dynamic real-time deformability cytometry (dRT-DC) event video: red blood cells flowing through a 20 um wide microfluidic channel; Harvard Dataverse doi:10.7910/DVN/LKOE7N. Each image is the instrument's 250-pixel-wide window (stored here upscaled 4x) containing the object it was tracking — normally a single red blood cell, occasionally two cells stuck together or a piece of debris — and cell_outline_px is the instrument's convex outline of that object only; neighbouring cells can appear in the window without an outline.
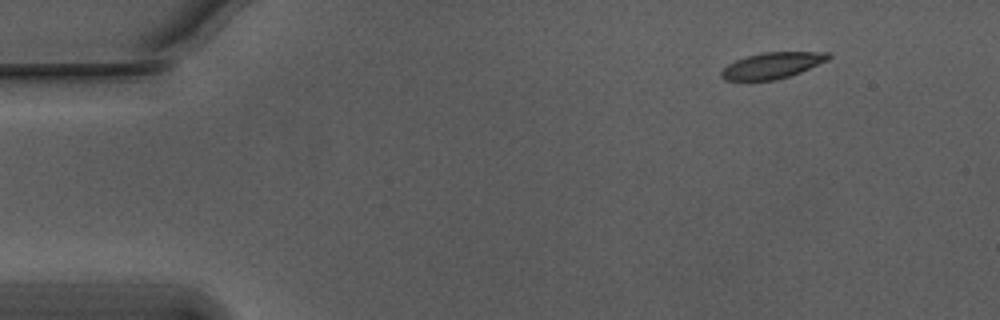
{"species": "Egyptian fruit bat (a non-hibernating species)", "species_latin": "Rousettus aegyptiacus", "temperature_condition": "warm", "stored_images_in_passage": 51, "camera_frame_rate_fps": 3000, "um_per_image_px": 0.085, "animal": {"sex": "male"}, "frame": {"image": 1, "passage_image": 1, "time_ms": 0.0, "image_size_px": [1000, 320], "cell_outline_px": [[832, 56], [828, 60], [800, 72], [776, 80], [724, 80], [720, 76], [720, 72], [728, 64], [736, 60], [748, 56], [764, 52], [828, 52]], "centroid_in_image_um": [65.64, 5.56], "position_along_channel_um": 19.4, "area_um2": 16.13}}
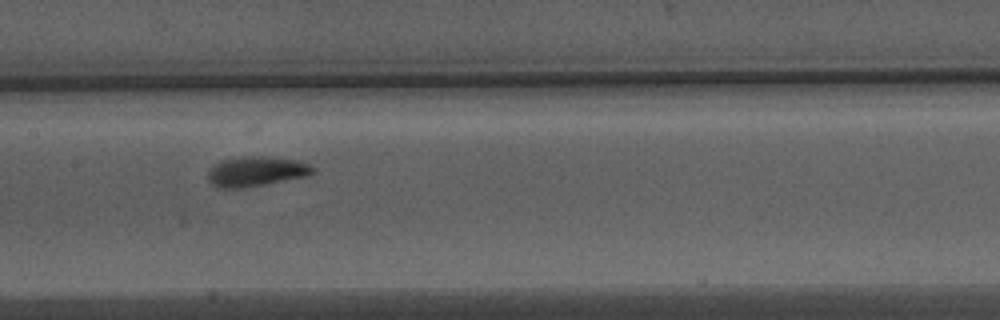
{"frame": {"image": 2, "passage_image": 22, "time_ms": 7.0, "image_size_px": [1000, 320], "cell_outline_px": [[316, 172], [304, 176], [244, 188], [220, 188], [212, 184], [208, 180], [208, 168], [224, 160], [248, 156], [264, 156], [296, 160], [308, 164], [316, 168]], "centroid_in_image_um": [21.76, 14.57], "position_along_channel_um": 185.6, "area_um2": 18.03}}
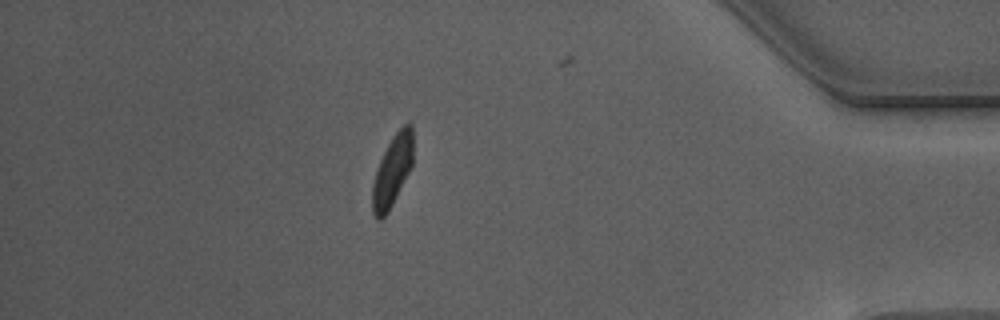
{"frame": {"image": 3, "passage_image": 43, "time_ms": 14.0, "image_size_px": [1000, 320], "cell_outline_px": [[412, 164], [388, 212], [380, 220], [376, 220], [372, 212], [372, 184], [380, 160], [392, 136], [404, 124], [412, 124]], "centroid_in_image_um": [33.32, 14.54], "position_along_channel_um": 401.9, "area_um2": 16.47}, "authors_computed_cell_mechanics": {"area_um2": 17.5134, "velocity_mm_per_s": 3.7322, "shape_relaxation_time_tau1_ms": 2.9697, "shape_relaxation_time_tau2_ms": 1.5087, "deformation_change_tau1": 0.1459, "deformation_change_tau2": 0.0452}}